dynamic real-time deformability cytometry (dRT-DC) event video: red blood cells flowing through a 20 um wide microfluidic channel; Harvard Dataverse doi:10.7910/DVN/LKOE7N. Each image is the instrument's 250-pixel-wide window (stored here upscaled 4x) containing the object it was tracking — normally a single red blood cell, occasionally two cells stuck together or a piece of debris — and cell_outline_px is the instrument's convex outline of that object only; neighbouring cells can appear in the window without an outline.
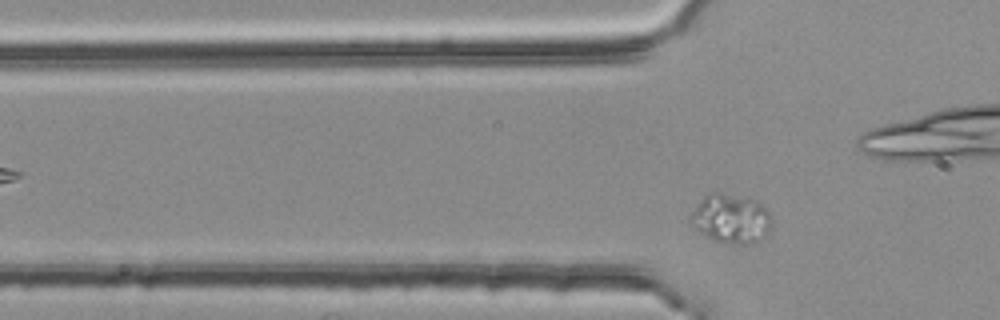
{"species": "common noctule bat (a hibernating species)", "species_latin": "Nyctalus noctula", "temperature_condition": "room temperature", "stored_images_in_passage": 5, "camera_frame_rate_fps": 3000, "um_per_image_px": 0.085, "animal": {"sex": "female", "body_mass_g": 25.1}, "frame": {"image": 1, "passage_image": 5, "time_ms": 1.333, "image_size_px": [1000, 320], "cell_outline_px": [[772, 224], [768, 232], [764, 236], [748, 244], [728, 244], [712, 240], [704, 236], [692, 228], [688, 224], [692, 212], [704, 196], [716, 192], [720, 192], [748, 200], [760, 204], [768, 208], [772, 220]], "centroid_in_image_um": [62.09, 18.63], "position_along_channel_um": 63.7, "area_um2": 23.12}}